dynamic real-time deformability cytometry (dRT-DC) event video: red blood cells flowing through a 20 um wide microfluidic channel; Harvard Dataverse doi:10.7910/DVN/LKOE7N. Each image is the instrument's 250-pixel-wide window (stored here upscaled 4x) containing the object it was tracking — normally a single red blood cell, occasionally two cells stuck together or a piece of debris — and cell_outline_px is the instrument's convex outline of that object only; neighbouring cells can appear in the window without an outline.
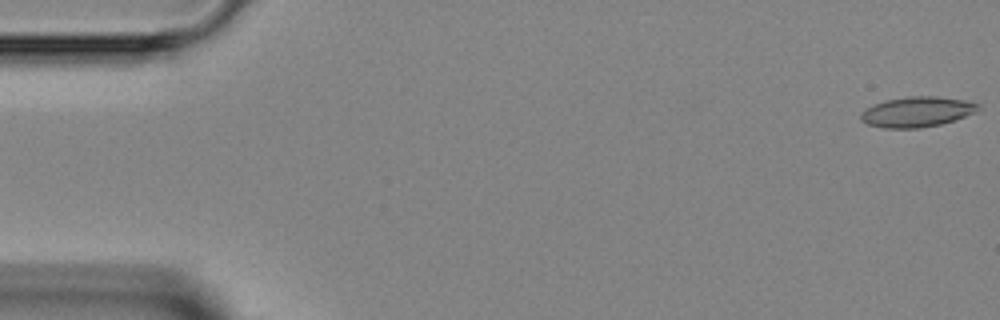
{"species": "Egyptian fruit bat (a non-hibernating species)", "species_latin": "Rousettus aegyptiacus", "temperature_condition": "room temperature", "stored_images_in_passage": 47, "camera_frame_rate_fps": 3000, "um_per_image_px": 0.085, "animal": {"sex": "female"}, "frame": {"image": 1, "passage_image": 1, "time_ms": 0.0, "image_size_px": [1000, 320], "cell_outline_px": [[980, 108], [976, 112], [940, 124], [920, 128], [884, 128], [868, 124], [860, 120], [860, 112], [884, 100], [908, 96], [936, 96], [964, 100], [980, 104]], "centroid_in_image_um": [77.93, 9.5], "position_along_channel_um": 7.1, "area_um2": 20.58}}
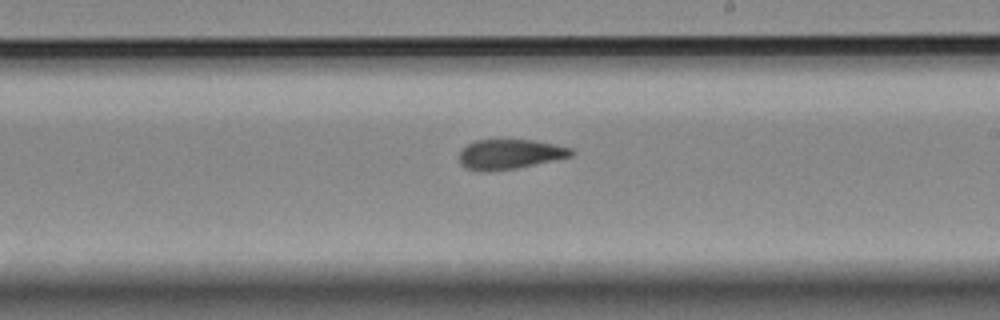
{"frame": {"image": 2, "passage_image": 27, "time_ms": 8.667, "image_size_px": [1000, 320], "cell_outline_px": [[576, 152], [572, 156], [516, 168], [488, 172], [480, 172], [464, 168], [460, 164], [460, 152], [468, 144], [476, 140], [532, 140], [572, 148]], "centroid_in_image_um": [43.31, 13.12], "position_along_channel_um": 245.7, "area_um2": 19.42}}
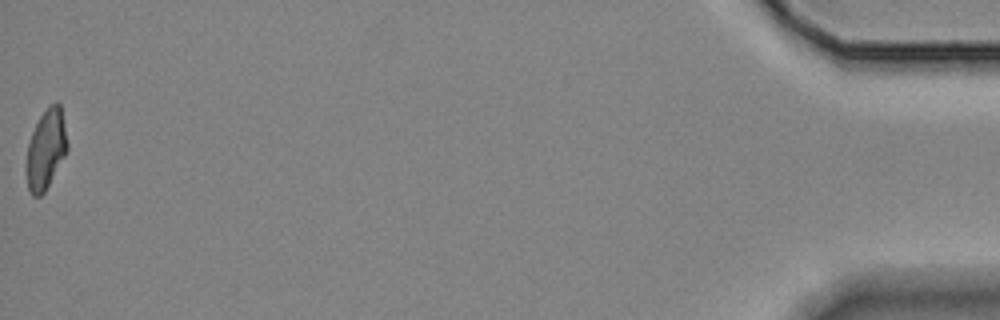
{"frame": {"image": 3, "passage_image": 47, "time_ms": 15.333, "image_size_px": [1000, 320], "cell_outline_px": [[68, 152], [44, 192], [40, 196], [32, 196], [28, 188], [28, 144], [32, 132], [40, 116], [48, 104], [56, 100], [60, 104], [68, 144]], "centroid_in_image_um": [3.95, 12.64], "position_along_channel_um": 431.3, "area_um2": 18.79}}